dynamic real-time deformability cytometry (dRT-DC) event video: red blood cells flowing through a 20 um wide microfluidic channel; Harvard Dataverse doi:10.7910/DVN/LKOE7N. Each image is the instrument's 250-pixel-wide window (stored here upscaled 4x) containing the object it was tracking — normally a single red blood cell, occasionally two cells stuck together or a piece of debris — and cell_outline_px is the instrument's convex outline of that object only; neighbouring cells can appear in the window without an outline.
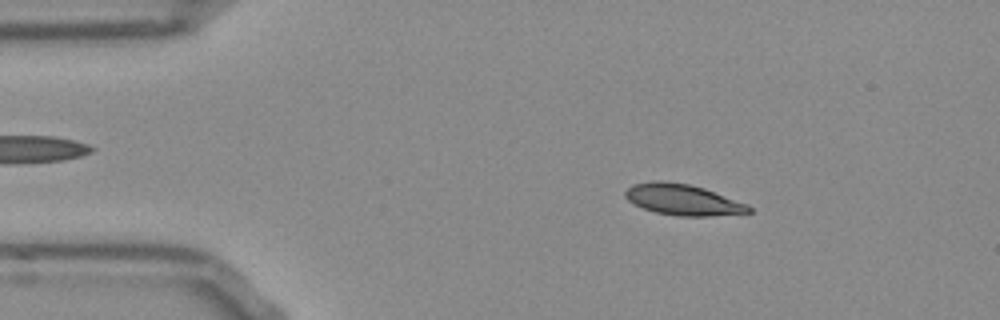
{"species": "Egyptian fruit bat (a non-hibernating species)", "species_latin": "Rousettus aegyptiacus", "temperature_condition": "room temperature", "stored_images_in_passage": 50, "camera_frame_rate_fps": 3000, "um_per_image_px": 0.085, "frame": {"image": 1, "passage_image": 6, "time_ms": 1.667, "image_size_px": [1000, 320], "cell_outline_px": [[752, 212], [712, 216], [680, 216], [656, 212], [644, 208], [628, 200], [624, 196], [624, 192], [632, 184], [652, 180], [664, 180], [688, 184], [704, 188], [748, 204], [752, 208]], "centroid_in_image_um": [58.04, 16.96], "position_along_channel_um": 27.0, "area_um2": 22.31}}
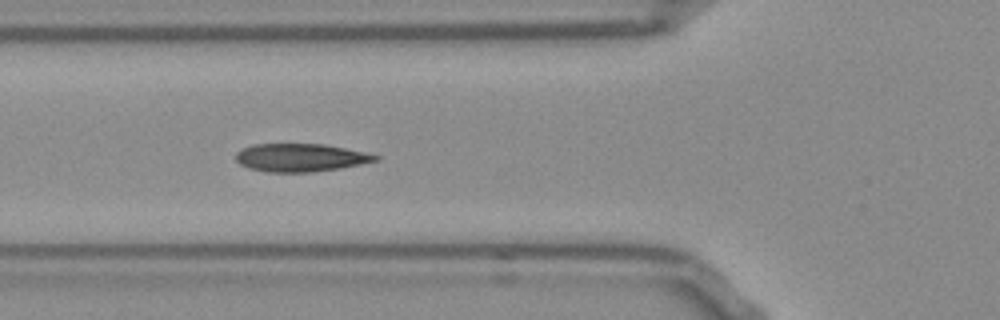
{"frame": {"image": 2, "passage_image": 16, "time_ms": 5.0, "image_size_px": [1000, 320], "cell_outline_px": [[380, 160], [340, 168], [312, 172], [268, 172], [248, 168], [240, 164], [236, 160], [236, 152], [240, 148], [252, 144], [324, 144], [364, 152], [380, 156]], "centroid_in_image_um": [25.51, 13.39], "position_along_channel_um": 100.3, "area_um2": 22.83}}
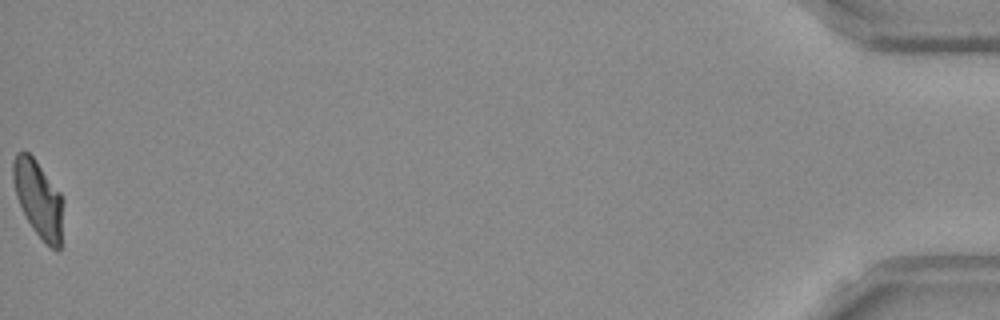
{"frame": {"image": 3, "passage_image": 50, "time_ms": 16.333, "image_size_px": [1000, 320], "cell_outline_px": [[64, 200], [60, 248], [52, 248], [32, 228], [16, 196], [12, 180], [12, 160], [16, 152], [28, 152], [36, 160], [60, 192]], "centroid_in_image_um": [3.26, 16.84], "position_along_channel_um": 431.9, "area_um2": 22.25}, "authors_computed_cell_mechanics": {"area_um2": 22.5131, "velocity_mm_per_s": 3.8581, "shape_relaxation_time_tau1_ms": 5.2345, "shape_relaxation_time_tau2_ms": 1.2296, "deformation_change_tau1": 0.1768, "deformation_change_tau2": 0.0644}}